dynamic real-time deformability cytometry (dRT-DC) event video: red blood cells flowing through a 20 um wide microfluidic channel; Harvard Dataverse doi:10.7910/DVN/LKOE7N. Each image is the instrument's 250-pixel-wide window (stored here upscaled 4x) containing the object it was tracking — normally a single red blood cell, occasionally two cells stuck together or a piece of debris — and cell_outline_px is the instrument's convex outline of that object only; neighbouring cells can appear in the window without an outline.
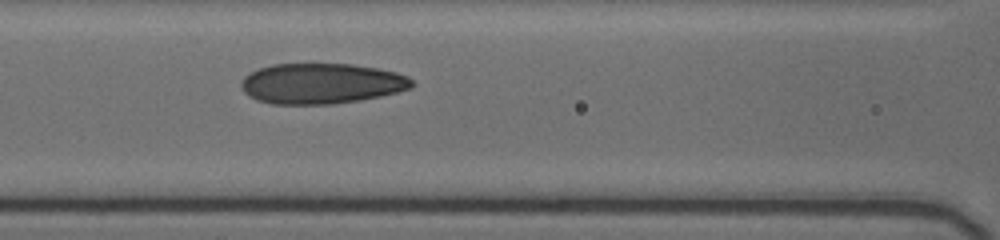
{"species": "human", "species_latin": "Homo sapiens", "temperature_condition": "cold", "stored_images_in_passage": 5, "segment_of_instrument_passage": [1, 2], "camera_frame_rate_fps": 3000, "um_per_image_px": 0.085, "donor": {"sex": "female"}, "frame": {"image": 1, "passage_image": 4, "time_ms": 2.333, "image_size_px": [1000, 240], "cell_outline_px": [[416, 84], [412, 88], [380, 96], [360, 100], [332, 104], [272, 104], [256, 100], [248, 96], [240, 88], [240, 84], [244, 76], [260, 68], [272, 64], [352, 64], [376, 68], [396, 72], [408, 76]], "centroid_in_image_um": [27.31, 7.1], "position_along_channel_um": 139.3, "area_um2": 40.46}}